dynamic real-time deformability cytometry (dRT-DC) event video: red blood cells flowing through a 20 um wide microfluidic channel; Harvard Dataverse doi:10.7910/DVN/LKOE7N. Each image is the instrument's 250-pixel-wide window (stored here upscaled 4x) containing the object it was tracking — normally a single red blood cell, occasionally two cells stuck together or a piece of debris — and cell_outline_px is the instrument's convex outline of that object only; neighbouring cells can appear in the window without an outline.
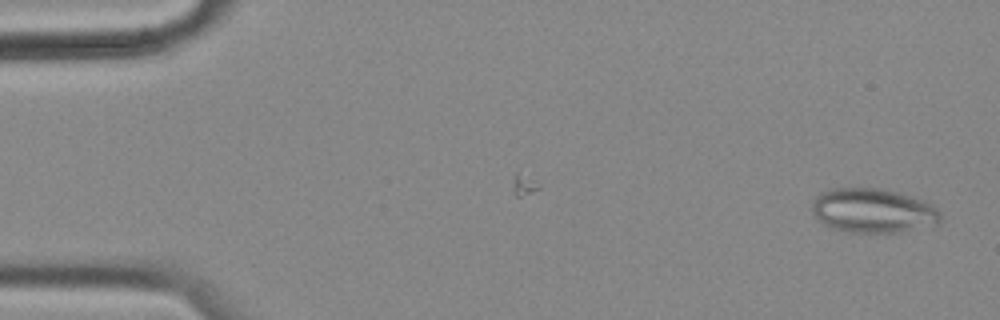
{"species": "common noctule bat (a hibernating species)", "species_latin": "Nyctalus noctula", "temperature_condition": "cold", "stored_images_in_passage": 57, "camera_frame_rate_fps": 3000, "um_per_image_px": 0.085, "animal": {"sex": "female", "body_mass_g": 18.4}, "frame": {"image": 1, "passage_image": 2, "time_ms": 0.333, "image_size_px": [1000, 320], "cell_outline_px": [[940, 220], [936, 224], [896, 232], [852, 232], [836, 228], [824, 224], [812, 212], [812, 204], [816, 196], [820, 192], [828, 188], [880, 188], [896, 192], [924, 200], [932, 204], [940, 212]], "centroid_in_image_um": [74.19, 17.88], "position_along_channel_um": 10.8, "area_um2": 32.83}}
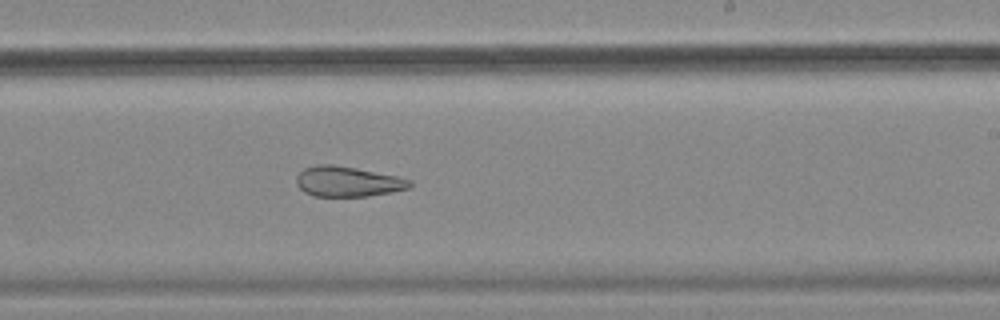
{"frame": {"image": 2, "passage_image": 34, "time_ms": 11.0, "image_size_px": [1000, 320], "cell_outline_px": [[412, 184], [408, 188], [368, 196], [312, 196], [304, 192], [296, 184], [296, 176], [304, 168], [316, 164], [332, 164], [356, 168], [396, 176], [412, 180]], "centroid_in_image_um": [29.5, 15.42], "position_along_channel_um": 259.5, "area_um2": 19.88}}
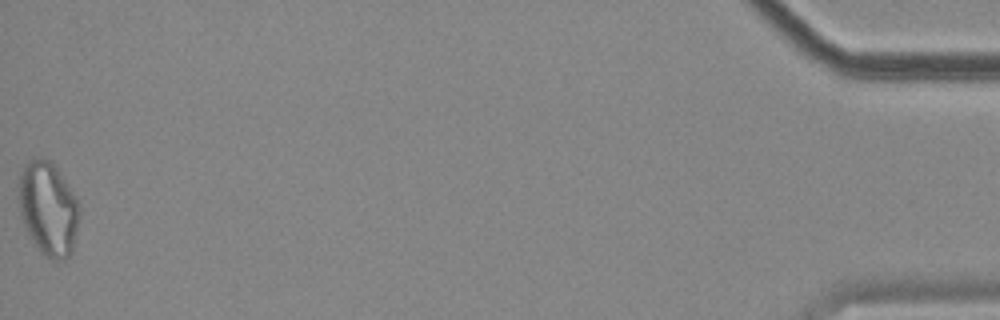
{"frame": {"image": 3, "passage_image": 57, "time_ms": 18.667, "image_size_px": [1000, 320], "cell_outline_px": [[80, 212], [72, 252], [64, 260], [52, 260], [44, 256], [40, 252], [32, 240], [24, 224], [20, 212], [20, 176], [24, 164], [28, 160], [52, 160], [56, 164], [76, 200], [80, 208]], "centroid_in_image_um": [4.12, 17.76], "position_along_channel_um": 431.1, "area_um2": 32.71}, "authors_computed_cell_mechanics": {"area_um2": 27.1082, "velocity_mm_per_s": 3.4967, "shape_relaxation_time_tau1_ms": null, "shape_relaxation_time_tau2_ms": 4.1087, "deformation_change_tau1": null, "deformation_change_tau2": 0.1256}}